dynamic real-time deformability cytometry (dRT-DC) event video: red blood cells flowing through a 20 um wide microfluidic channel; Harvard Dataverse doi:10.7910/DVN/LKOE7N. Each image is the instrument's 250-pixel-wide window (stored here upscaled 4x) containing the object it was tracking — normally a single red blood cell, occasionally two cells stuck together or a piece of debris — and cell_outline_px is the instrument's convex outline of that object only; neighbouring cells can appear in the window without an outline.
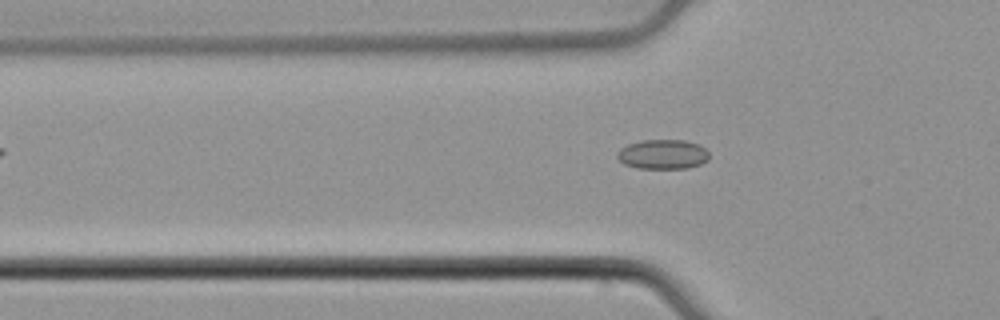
{"species": "common noctule bat (a hibernating species)", "species_latin": "Nyctalus noctula", "temperature_condition": "cold", "stored_images_in_passage": 12, "camera_frame_rate_fps": 3000, "um_per_image_px": 0.085, "animal": {"sex": "male", "body_mass_g": 21.5, "forearm_length_mm": 52.0}, "frame": {"image": 1, "passage_image": 10, "time_ms": 3.0, "image_size_px": [1000, 320], "cell_outline_px": [[708, 160], [700, 164], [688, 168], [640, 168], [624, 164], [616, 156], [616, 152], [620, 148], [628, 144], [640, 140], [684, 140], [700, 144], [708, 152]], "centroid_in_image_um": [56.33, 13.1], "position_along_channel_um": 69.5, "area_um2": 15.9}}